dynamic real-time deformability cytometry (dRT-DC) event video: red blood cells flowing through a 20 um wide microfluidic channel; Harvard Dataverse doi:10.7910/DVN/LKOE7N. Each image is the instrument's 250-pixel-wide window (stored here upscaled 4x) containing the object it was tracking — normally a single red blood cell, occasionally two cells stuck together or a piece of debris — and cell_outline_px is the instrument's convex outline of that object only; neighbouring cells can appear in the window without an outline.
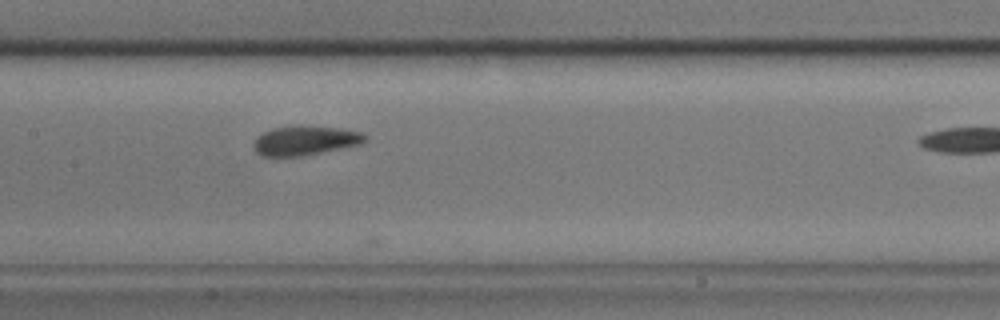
{"species": "common noctule bat (a hibernating species)", "species_latin": "Nyctalus noctula", "temperature_condition": "cold", "stored_images_in_passage": 5, "camera_frame_rate_fps": 3000, "um_per_image_px": 0.085, "animal": {"sex": "male", "body_mass_g": 17.9}, "frame": {"image": 1, "passage_image": 4, "time_ms": 1.0, "image_size_px": [1000, 320], "cell_outline_px": [[368, 140], [360, 144], [304, 156], [260, 156], [256, 152], [252, 144], [264, 132], [272, 128], [300, 124], [336, 128], [360, 132], [368, 136]], "centroid_in_image_um": [25.94, 11.94], "position_along_channel_um": 181.5, "area_um2": 19.19}}